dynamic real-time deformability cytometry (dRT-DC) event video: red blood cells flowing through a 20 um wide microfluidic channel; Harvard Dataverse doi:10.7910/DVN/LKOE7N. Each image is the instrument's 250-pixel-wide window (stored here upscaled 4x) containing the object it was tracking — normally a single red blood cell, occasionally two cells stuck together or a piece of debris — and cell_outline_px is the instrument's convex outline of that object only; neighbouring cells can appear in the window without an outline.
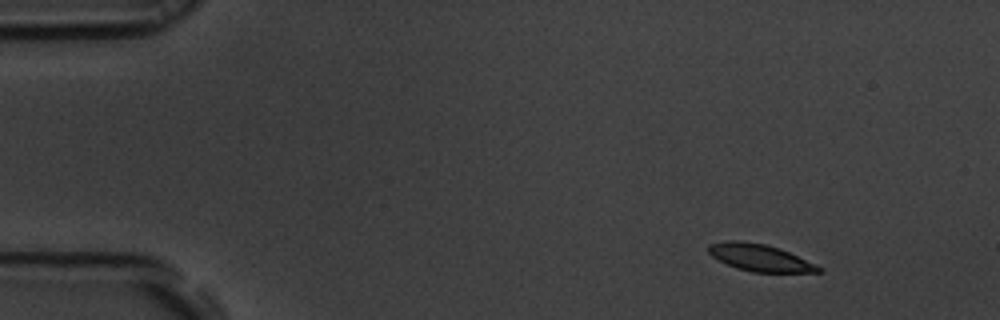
{"species": "common noctule bat (a hibernating species)", "species_latin": "Nyctalus noctula", "temperature_condition": "room temperature", "stored_images_in_passage": 50, "camera_frame_rate_fps": 3000, "um_per_image_px": 0.085, "animal": {"sex": "male", "body_mass_g": 19.5, "forearm_length_mm": 54.6}, "frame": {"image": 1, "passage_image": 1, "time_ms": 0.0, "image_size_px": [1000, 320], "cell_outline_px": [[824, 272], [752, 272], [736, 268], [712, 256], [708, 252], [708, 244], [724, 240], [740, 240], [764, 244], [780, 248], [824, 268]], "centroid_in_image_um": [64.59, 21.89], "position_along_channel_um": 20.4, "area_um2": 17.34}}
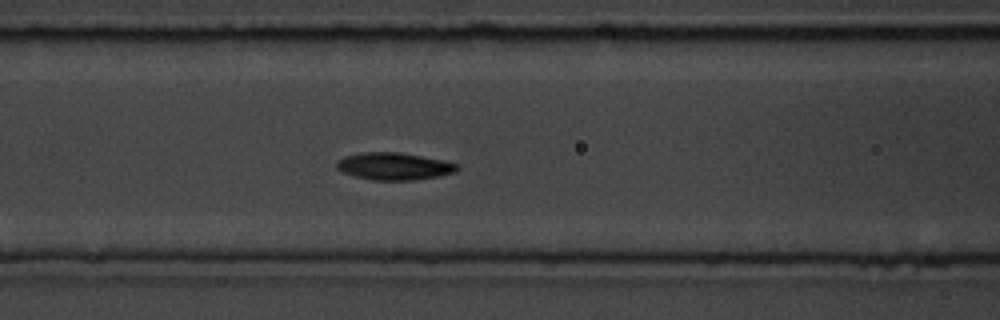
{"frame": {"image": 2, "passage_image": 18, "time_ms": 5.667, "image_size_px": [1000, 320], "cell_outline_px": [[460, 168], [456, 172], [440, 176], [416, 180], [372, 180], [356, 176], [344, 172], [336, 168], [336, 160], [344, 156], [360, 152], [400, 152], [444, 160], [460, 164]], "centroid_in_image_um": [33.53, 14.12], "position_along_channel_um": 133.1, "area_um2": 19.42}}
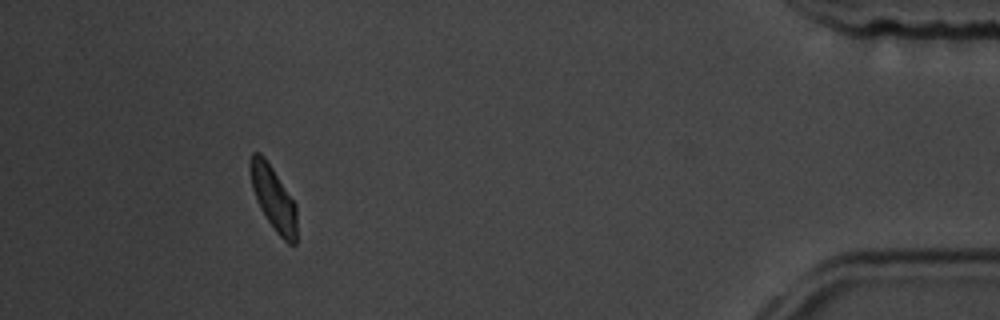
{"frame": {"image": 3, "passage_image": 46, "time_ms": 15.0, "image_size_px": [1000, 320], "cell_outline_px": [[296, 244], [288, 244], [276, 232], [260, 208], [252, 188], [248, 164], [252, 152], [260, 152], [264, 156], [296, 204]], "centroid_in_image_um": [23.22, 16.82], "position_along_channel_um": 412.0, "area_um2": 17.28}, "authors_computed_cell_mechanics": {"area_um2": 18.3804, "velocity_mm_per_s": 3.6399, "shape_relaxation_time_tau1_ms": 2.5866, "shape_relaxation_time_tau2_ms": 6.2809, "deformation_change_tau1": 0.1131, "deformation_change_tau2": 0.1047}}